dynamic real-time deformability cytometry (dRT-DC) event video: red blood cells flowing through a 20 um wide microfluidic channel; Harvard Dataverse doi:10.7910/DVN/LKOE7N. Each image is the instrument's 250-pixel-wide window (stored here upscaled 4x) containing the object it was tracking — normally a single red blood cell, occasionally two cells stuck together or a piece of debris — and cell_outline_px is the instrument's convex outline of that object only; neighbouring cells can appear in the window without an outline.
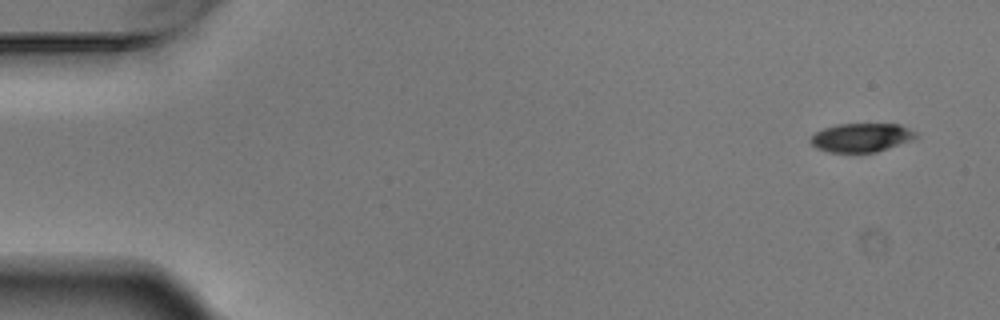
{"species": "Egyptian fruit bat (a non-hibernating species)", "species_latin": "Rousettus aegyptiacus", "temperature_condition": "warm", "stored_images_in_passage": 5, "camera_frame_rate_fps": 3000, "um_per_image_px": 0.085, "animal": {"sex": "male"}, "frame": {"image": 1, "passage_image": 1, "time_ms": 0.0, "image_size_px": [1000, 320], "cell_outline_px": [[920, 136], [912, 140], [876, 152], [828, 152], [816, 148], [808, 140], [816, 132], [824, 128], [836, 124], [900, 124], [916, 132]], "centroid_in_image_um": [73.22, 11.69], "position_along_channel_um": 11.8, "area_um2": 17.69}}
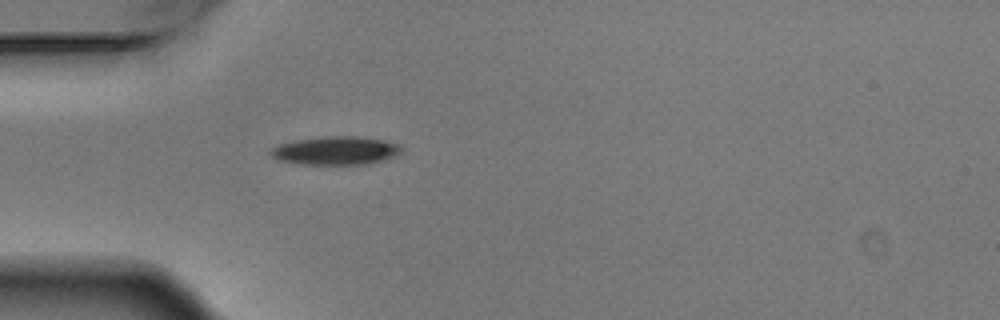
{"frame": {"image": 2, "passage_image": 5, "time_ms": 1.333, "image_size_px": [1000, 320], "cell_outline_px": [[404, 152], [396, 156], [384, 160], [368, 164], [300, 164], [276, 160], [268, 152], [272, 148], [280, 144], [300, 140], [324, 136], [356, 136], [384, 140], [400, 144], [404, 148]], "centroid_in_image_um": [28.6, 12.81], "position_along_channel_um": 56.4, "area_um2": 21.79}}